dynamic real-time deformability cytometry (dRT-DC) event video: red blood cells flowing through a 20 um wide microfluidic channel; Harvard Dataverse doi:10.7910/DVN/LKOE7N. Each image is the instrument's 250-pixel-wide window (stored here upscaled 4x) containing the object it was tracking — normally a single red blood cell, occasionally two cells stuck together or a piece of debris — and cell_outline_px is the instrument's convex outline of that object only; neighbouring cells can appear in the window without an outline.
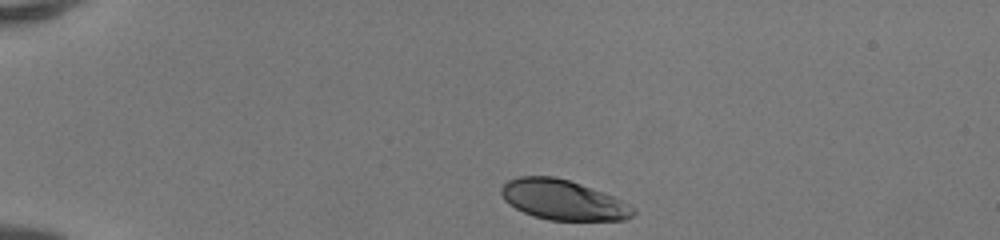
{"species": "human", "species_latin": "Homo sapiens", "temperature_condition": "room temperature", "stored_images_in_passage": 35, "camera_frame_rate_fps": 3000, "um_per_image_px": 0.085, "donor": {"sex": "female"}, "frame": {"image": 1, "passage_image": 1, "time_ms": 0.0, "image_size_px": [1000, 240], "cell_outline_px": [[636, 212], [632, 216], [624, 220], [548, 220], [532, 216], [508, 204], [504, 200], [500, 192], [500, 188], [508, 180], [520, 176], [552, 176], [568, 180], [580, 184], [612, 196], [636, 208]], "centroid_in_image_um": [47.83, 17.0], "position_along_channel_um": 37.2, "area_um2": 30.63}}
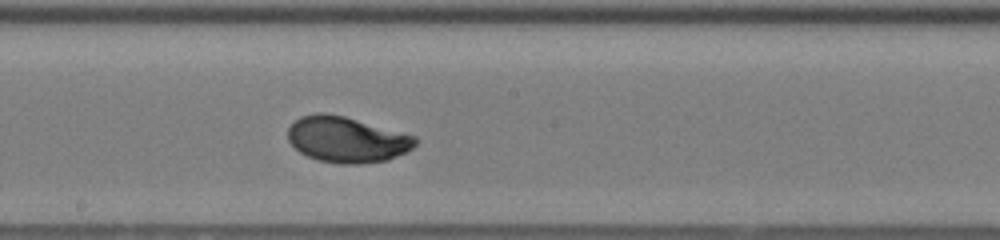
{"frame": {"image": 2, "passage_image": 19, "time_ms": 6.0, "image_size_px": [1000, 240], "cell_outline_px": [[420, 140], [412, 148], [388, 160], [360, 164], [340, 164], [320, 160], [308, 156], [300, 152], [288, 140], [288, 128], [300, 116], [316, 112], [324, 112], [344, 116], [416, 136]], "centroid_in_image_um": [29.48, 11.85], "position_along_channel_um": 218.7, "area_um2": 33.93}}
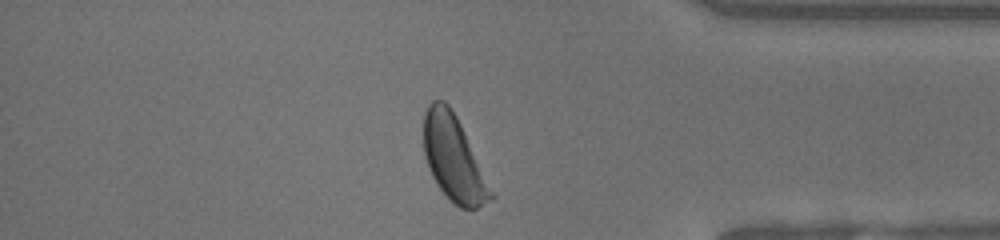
{"frame": {"image": 3, "passage_image": 33, "time_ms": 10.667, "image_size_px": [1000, 240], "cell_outline_px": [[496, 196], [492, 200], [476, 208], [460, 208], [448, 200], [436, 184], [428, 168], [424, 156], [424, 112], [428, 104], [432, 100], [444, 100], [448, 104], [456, 116]], "centroid_in_image_um": [38.55, 13.5], "position_along_channel_um": 396.7, "area_um2": 33.41}, "authors_computed_cell_mechanics": {"area_um2": 33.1194, "velocity_mm_per_s": 4.1402, "shape_relaxation_time_tau1_ms": 2.311, "shape_relaxation_time_tau2_ms": null, "deformation_change_tau1": 0.1463, "deformation_change_tau2": null}}